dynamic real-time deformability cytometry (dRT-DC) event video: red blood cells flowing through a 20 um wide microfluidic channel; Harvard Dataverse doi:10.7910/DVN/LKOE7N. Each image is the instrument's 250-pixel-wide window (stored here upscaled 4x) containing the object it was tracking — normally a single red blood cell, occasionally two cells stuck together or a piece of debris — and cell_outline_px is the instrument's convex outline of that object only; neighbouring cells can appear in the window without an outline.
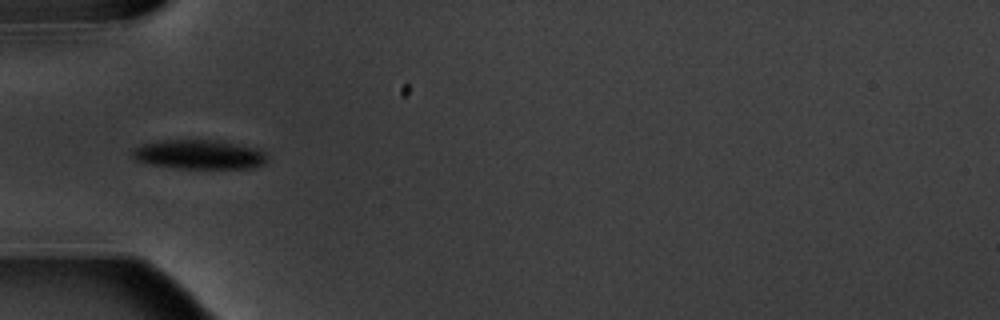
{"species": "common noctule bat (a hibernating species)", "species_latin": "Nyctalus noctula", "temperature_condition": "warm", "stored_images_in_passage": 7, "camera_frame_rate_fps": 3000, "um_per_image_px": 0.085, "animal": {"sex": "male", "body_mass_g": 20.1, "forearm_length_mm": 53.5}, "frame": {"image": 1, "passage_image": 6, "time_ms": 5.667, "image_size_px": [1000, 320], "cell_outline_px": [[268, 160], [264, 164], [252, 168], [176, 168], [148, 164], [136, 160], [132, 156], [132, 148], [144, 144], [164, 140], [216, 140], [256, 148], [264, 152], [268, 156]], "centroid_in_image_um": [16.93, 13.14], "position_along_channel_um": 68.1, "area_um2": 23.0}}